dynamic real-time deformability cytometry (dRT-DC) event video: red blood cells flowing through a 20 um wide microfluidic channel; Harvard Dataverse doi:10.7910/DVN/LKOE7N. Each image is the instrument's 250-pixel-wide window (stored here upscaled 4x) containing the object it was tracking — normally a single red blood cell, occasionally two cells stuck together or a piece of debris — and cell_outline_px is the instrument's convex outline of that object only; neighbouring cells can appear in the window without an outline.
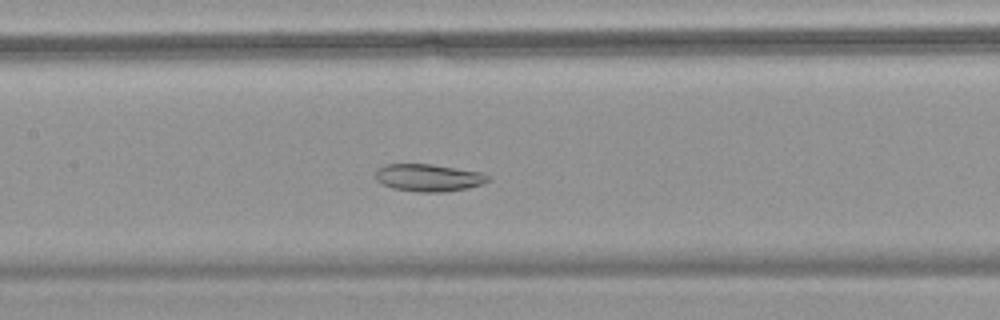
{"species": "common noctule bat (a hibernating species)", "species_latin": "Nyctalus noctula", "temperature_condition": "warm", "stored_images_in_passage": 44, "camera_frame_rate_fps": 3000, "um_per_image_px": 0.085, "animal": {"sex": "female", "body_mass_g": 18.4}, "frame": {"image": 1, "passage_image": 15, "time_ms": 4.667, "image_size_px": [1000, 320], "cell_outline_px": [[492, 180], [468, 188], [444, 192], [416, 192], [392, 188], [380, 184], [376, 180], [376, 172], [384, 164], [432, 164], [480, 172], [492, 176]], "centroid_in_image_um": [36.44, 15.11], "position_along_channel_um": 171.0, "area_um2": 18.09}}
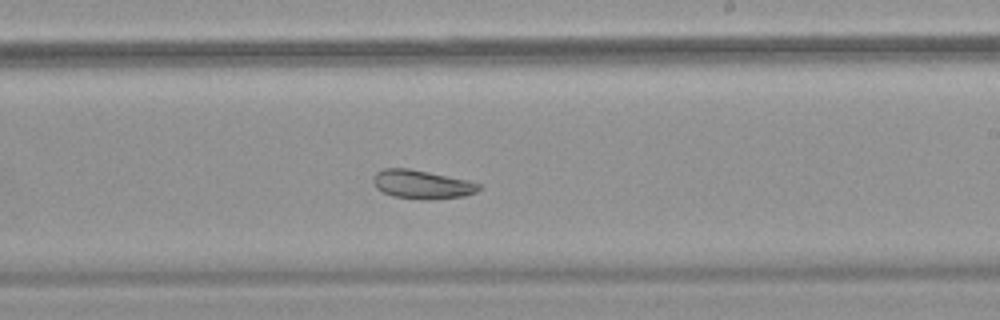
{"frame": {"image": 2, "passage_image": 22, "time_ms": 7.0, "image_size_px": [1000, 320], "cell_outline_px": [[480, 188], [476, 192], [464, 196], [432, 200], [420, 200], [392, 196], [376, 188], [372, 180], [372, 176], [376, 172], [384, 168], [408, 168], [468, 180], [480, 184]], "centroid_in_image_um": [35.84, 15.68], "position_along_channel_um": 253.2, "area_um2": 17.8}}
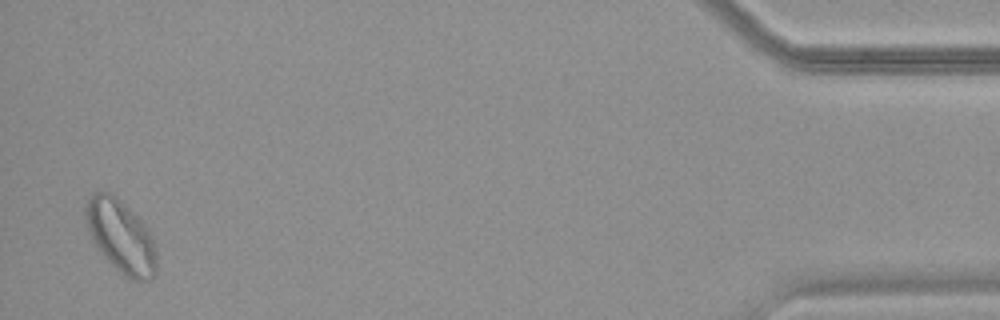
{"frame": {"image": 3, "passage_image": 43, "time_ms": 14.0, "image_size_px": [1000, 320], "cell_outline_px": [[156, 276], [152, 280], [132, 280], [124, 276], [96, 248], [88, 232], [84, 216], [84, 204], [88, 196], [92, 192], [112, 192], [148, 228], [152, 236], [156, 248]], "centroid_in_image_um": [10.25, 20.08], "position_along_channel_um": 424.9, "area_um2": 30.46}, "authors_computed_cell_mechanics": {"area_um2": 19.8832, "velocity_mm_per_s": 3.537, "shape_relaxation_time_tau1_ms": null, "shape_relaxation_time_tau2_ms": 5.4708, "deformation_change_tau1": null, "deformation_change_tau2": 0.0712}}